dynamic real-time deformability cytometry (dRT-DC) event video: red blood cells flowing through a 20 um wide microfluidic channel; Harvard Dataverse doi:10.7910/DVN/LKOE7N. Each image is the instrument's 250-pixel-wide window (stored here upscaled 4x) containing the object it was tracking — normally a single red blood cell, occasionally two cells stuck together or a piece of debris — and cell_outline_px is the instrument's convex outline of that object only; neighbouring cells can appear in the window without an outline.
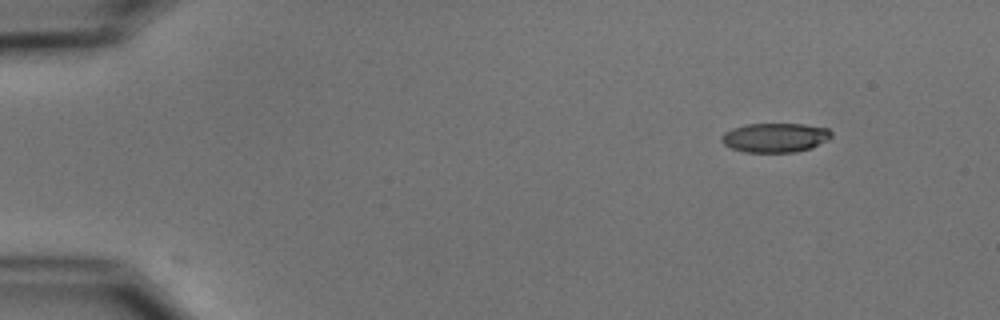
{"species": "common noctule bat (a hibernating species)", "species_latin": "Nyctalus noctula", "temperature_condition": "cold", "stored_images_in_passage": 4, "camera_frame_rate_fps": 3000, "um_per_image_px": 0.085, "animal": {"sex": "male", "body_mass_g": 15.6}, "frame": {"image": 1, "passage_image": 1, "time_ms": 0.0, "image_size_px": [1000, 320], "cell_outline_px": [[832, 136], [828, 140], [812, 148], [796, 152], [744, 152], [732, 148], [724, 144], [720, 140], [720, 136], [724, 132], [732, 128], [744, 124], [804, 124], [828, 128], [832, 132]], "centroid_in_image_um": [65.88, 11.69], "position_along_channel_um": 19.1, "area_um2": 18.96}}